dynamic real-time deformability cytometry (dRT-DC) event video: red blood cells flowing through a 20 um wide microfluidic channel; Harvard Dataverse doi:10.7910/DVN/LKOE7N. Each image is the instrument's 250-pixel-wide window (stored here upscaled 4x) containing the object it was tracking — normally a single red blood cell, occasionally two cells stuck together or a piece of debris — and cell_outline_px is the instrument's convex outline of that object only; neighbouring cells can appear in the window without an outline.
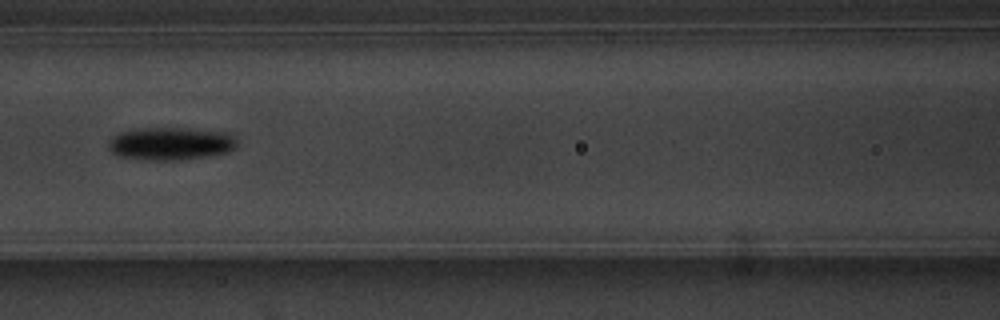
{"species": "common noctule bat (a hibernating species)", "species_latin": "Nyctalus noctula", "temperature_condition": "warm", "stored_images_in_passage": 9, "camera_frame_rate_fps": 3000, "um_per_image_px": 0.085, "animal": {"sex": "male", "body_mass_g": 20.1, "forearm_length_mm": 53.5}, "frame": {"image": 1, "passage_image": 7, "time_ms": 7.333, "image_size_px": [1000, 320], "cell_outline_px": [[236, 148], [228, 152], [184, 160], [148, 160], [116, 156], [108, 148], [108, 140], [112, 136], [120, 132], [140, 128], [188, 128], [228, 132], [236, 140]], "centroid_in_image_um": [14.48, 12.21], "position_along_channel_um": 152.1, "area_um2": 24.85}}